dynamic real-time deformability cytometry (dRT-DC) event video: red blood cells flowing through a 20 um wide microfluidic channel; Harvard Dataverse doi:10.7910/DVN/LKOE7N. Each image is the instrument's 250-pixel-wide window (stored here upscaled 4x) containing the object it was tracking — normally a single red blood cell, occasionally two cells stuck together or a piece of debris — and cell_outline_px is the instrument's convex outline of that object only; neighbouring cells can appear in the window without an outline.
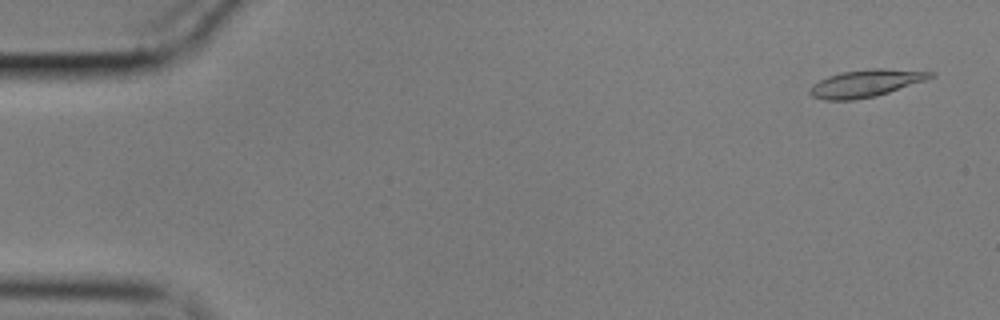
{"species": "common noctule bat (a hibernating species)", "species_latin": "Nyctalus noctula", "temperature_condition": "cold", "stored_images_in_passage": 12, "camera_frame_rate_fps": 3000, "um_per_image_px": 0.085, "animal": {"sex": "male", "body_mass_g": 17.9}, "frame": {"image": 1, "passage_image": 3, "time_ms": 0.667, "image_size_px": [1000, 320], "cell_outline_px": [[936, 76], [876, 96], [852, 100], [824, 100], [812, 96], [808, 92], [812, 84], [828, 76], [840, 72], [872, 68], [884, 68], [936, 72]], "centroid_in_image_um": [73.57, 7.07], "position_along_channel_um": 11.4, "area_um2": 19.13}}